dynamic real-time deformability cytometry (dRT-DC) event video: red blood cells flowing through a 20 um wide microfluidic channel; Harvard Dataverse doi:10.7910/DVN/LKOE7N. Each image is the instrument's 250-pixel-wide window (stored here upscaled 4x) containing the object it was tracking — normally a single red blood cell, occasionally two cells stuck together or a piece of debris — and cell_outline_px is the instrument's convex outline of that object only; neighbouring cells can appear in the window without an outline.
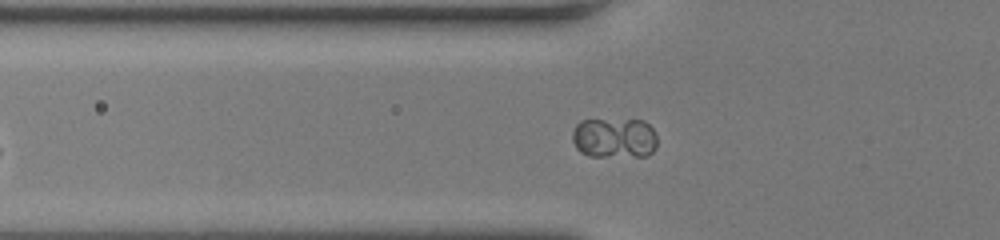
{"species": "human", "species_latin": "Homo sapiens", "temperature_condition": "room temperature", "stored_images_in_passage": 28, "camera_frame_rate_fps": 3000, "um_per_image_px": 0.085, "donor": {"sex": "female"}, "frame": {"image": 1, "passage_image": 5, "time_ms": 1.333, "image_size_px": [1000, 240], "cell_outline_px": [[656, 148], [648, 156], [588, 156], [580, 152], [576, 148], [572, 140], [572, 132], [576, 124], [580, 120], [644, 120], [652, 128], [656, 136]], "centroid_in_image_um": [52.21, 11.73], "position_along_channel_um": 73.6, "area_um2": 20.11}}
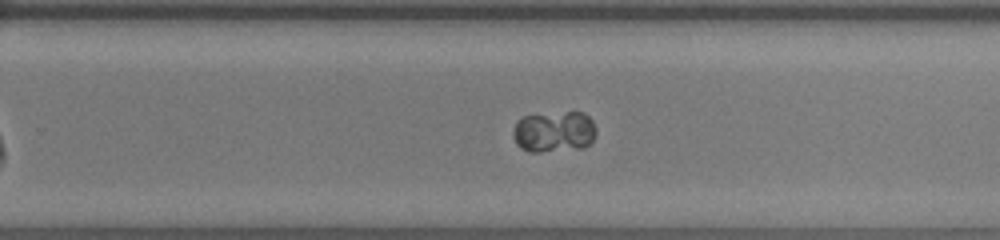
{"frame": {"image": 2, "passage_image": 20, "time_ms": 6.333, "image_size_px": [1000, 240], "cell_outline_px": [[596, 136], [584, 148], [540, 152], [528, 152], [520, 148], [516, 144], [512, 136], [512, 132], [516, 120], [524, 116], [568, 112], [584, 112], [592, 120], [596, 128]], "centroid_in_image_um": [47.08, 11.21], "position_along_channel_um": 282.7, "area_um2": 20.17}}
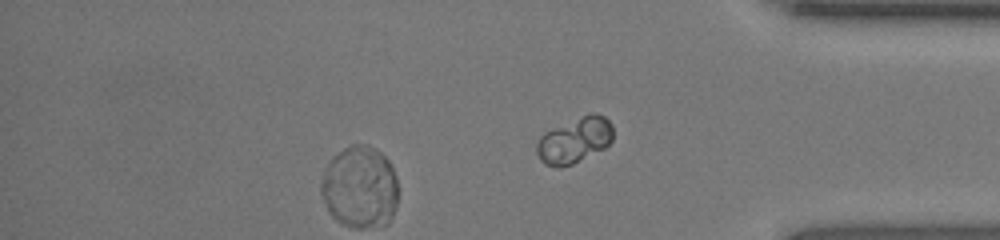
{"frame": {"image": 3, "passage_image": 28, "time_ms": 9.0, "image_size_px": [1000, 240], "cell_outline_px": [[612, 140], [604, 148], [572, 164], [560, 168], [556, 168], [544, 164], [540, 160], [536, 152], [536, 144], [540, 136], [544, 132], [580, 116], [592, 112], [604, 116], [612, 124]], "centroid_in_image_um": [48.81, 11.93], "position_along_channel_um": 386.4, "area_um2": 20.35}}